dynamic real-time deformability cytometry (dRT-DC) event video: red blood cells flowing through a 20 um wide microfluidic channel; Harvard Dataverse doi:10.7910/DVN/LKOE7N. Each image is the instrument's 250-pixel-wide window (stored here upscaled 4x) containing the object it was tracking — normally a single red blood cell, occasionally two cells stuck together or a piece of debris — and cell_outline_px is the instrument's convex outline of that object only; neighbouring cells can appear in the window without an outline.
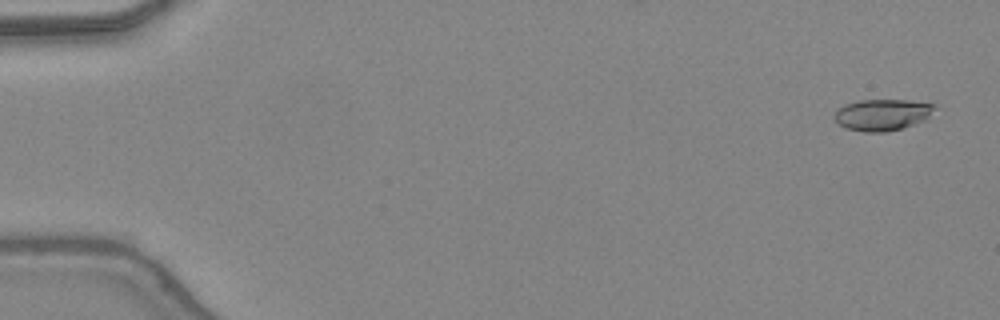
{"species": "common noctule bat (a hibernating species)", "species_latin": "Nyctalus noctula", "temperature_condition": "warm", "stored_images_in_passage": 47, "camera_frame_rate_fps": 3000, "um_per_image_px": 0.085, "animal": {"sex": "female", "body_mass_g": 24.6, "forearm_length_mm": 56.2}, "frame": {"image": 1, "passage_image": 2, "time_ms": 0.333, "image_size_px": [1000, 320], "cell_outline_px": [[936, 108], [928, 120], [888, 132], [864, 132], [848, 128], [840, 124], [832, 116], [844, 104], [860, 100], [908, 100], [936, 104]], "centroid_in_image_um": [75.06, 9.75], "position_along_channel_um": 9.9, "area_um2": 18.5}}
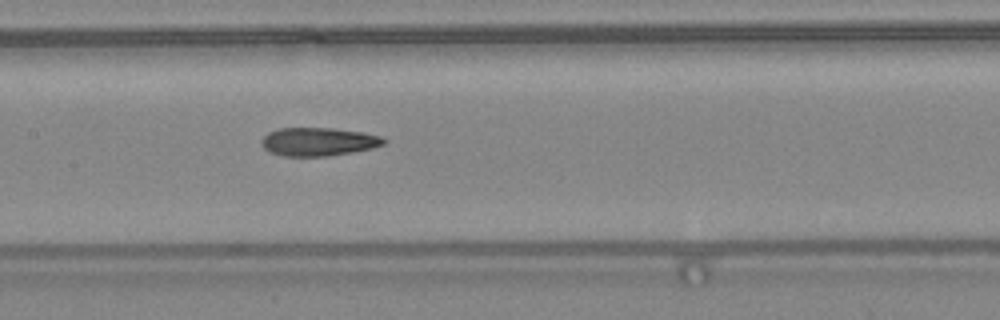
{"frame": {"image": 2, "passage_image": 24, "time_ms": 7.667, "image_size_px": [1000, 320], "cell_outline_px": [[388, 140], [384, 144], [372, 148], [352, 152], [328, 156], [284, 156], [272, 152], [264, 148], [264, 136], [268, 132], [280, 128], [332, 128], [364, 132], [380, 136]], "centroid_in_image_um": [27.12, 12.04], "position_along_channel_um": 180.3, "area_um2": 20.0}}
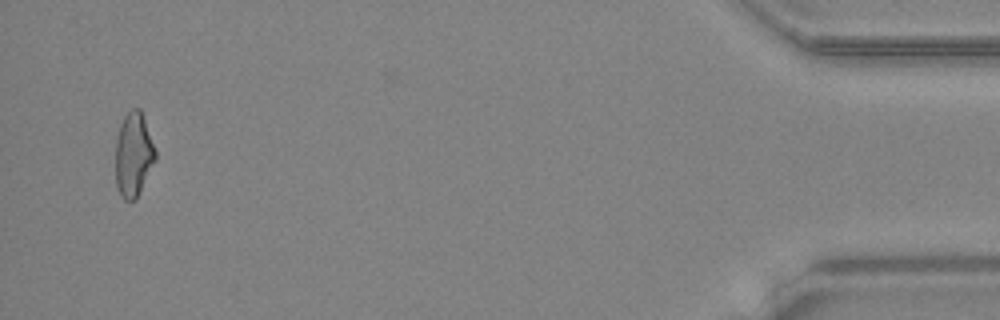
{"frame": {"image": 3, "passage_image": 46, "time_ms": 15.0, "image_size_px": [1000, 320], "cell_outline_px": [[156, 160], [136, 200], [124, 200], [120, 196], [116, 184], [116, 136], [120, 124], [124, 116], [132, 108], [140, 108], [156, 152]], "centroid_in_image_um": [11.34, 13.16], "position_along_channel_um": 423.9, "area_um2": 19.59}, "authors_computed_cell_mechanics": {"area_um2": 19.5942, "velocity_mm_per_s": 4.4348, "shape_relaxation_time_tau1_ms": null, "shape_relaxation_time_tau2_ms": 3.935, "deformation_change_tau1": null, "deformation_change_tau2": 0.1486}}